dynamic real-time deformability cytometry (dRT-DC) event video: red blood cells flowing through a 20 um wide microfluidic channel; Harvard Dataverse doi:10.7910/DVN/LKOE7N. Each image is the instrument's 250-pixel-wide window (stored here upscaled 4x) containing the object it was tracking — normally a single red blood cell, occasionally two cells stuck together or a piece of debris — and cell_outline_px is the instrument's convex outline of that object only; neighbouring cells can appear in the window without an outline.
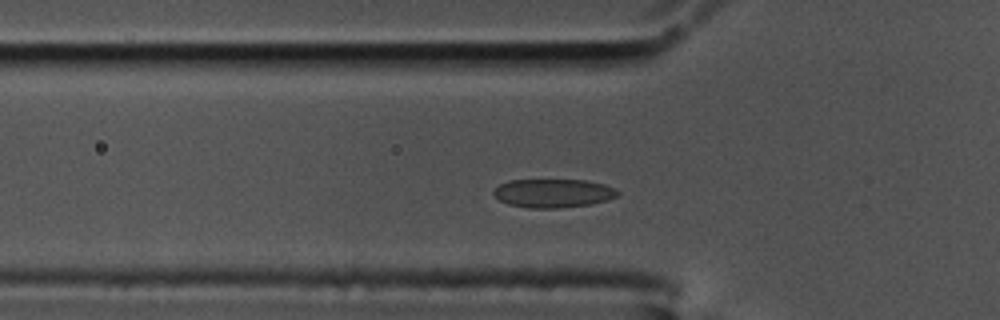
{"species": "common noctule bat (a hibernating species)", "species_latin": "Nyctalus noctula", "temperature_condition": "cold", "stored_images_in_passage": 32, "camera_frame_rate_fps": 3000, "um_per_image_px": 0.085, "animal": {"sex": "male", "body_mass_g": 17.5, "forearm_length_mm": 52.3}, "frame": {"image": 1, "passage_image": 4, "time_ms": 1.0, "image_size_px": [1000, 320], "cell_outline_px": [[620, 192], [616, 196], [608, 200], [592, 204], [556, 208], [528, 208], [508, 204], [500, 200], [492, 192], [500, 184], [508, 180], [584, 180], [604, 184], [616, 188]], "centroid_in_image_um": [47.04, 16.42], "position_along_channel_um": 78.8, "area_um2": 20.69}}
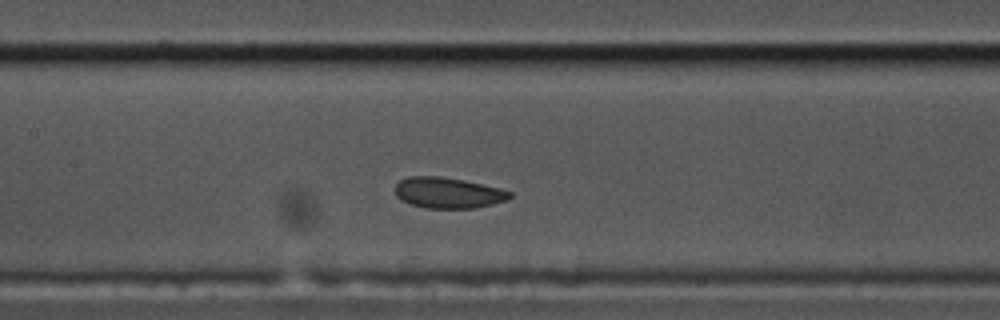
{"frame": {"image": 2, "passage_image": 12, "time_ms": 3.667, "image_size_px": [1000, 320], "cell_outline_px": [[512, 196], [508, 200], [476, 208], [424, 208], [400, 200], [396, 196], [396, 184], [400, 180], [408, 176], [440, 176], [464, 180], [512, 192]], "centroid_in_image_um": [38.06, 16.39], "position_along_channel_um": 169.3, "area_um2": 20.52}}
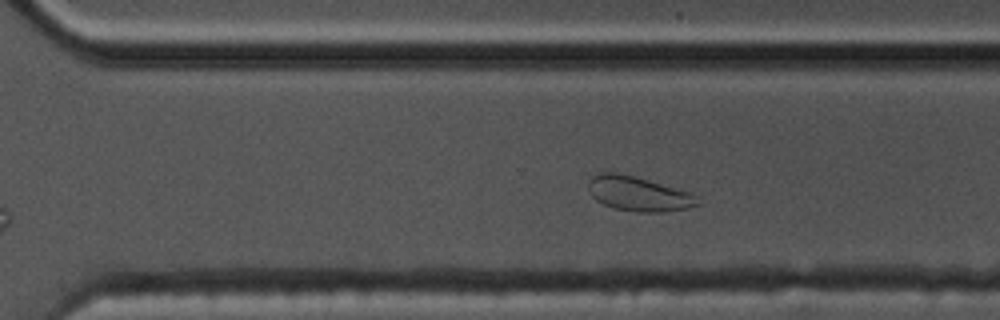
{"frame": {"image": 3, "passage_image": 25, "time_ms": 8.0, "image_size_px": [1000, 320], "cell_outline_px": [[700, 204], [688, 208], [664, 212], [636, 212], [612, 208], [596, 200], [592, 196], [588, 188], [588, 180], [592, 176], [600, 172], [616, 172], [648, 180], [692, 192], [696, 196]], "centroid_in_image_um": [54.26, 16.48], "position_along_channel_um": 316.3, "area_um2": 22.14}, "authors_computed_cell_mechanics": {"area_um2": 20.8658, "velocity_mm_per_s": 3.4024, "shape_relaxation_time_tau1_ms": 6.9895, "shape_relaxation_time_tau2_ms": 1.9476, "deformation_change_tau1": 0.1053, "deformation_change_tau2": 0.0414}}